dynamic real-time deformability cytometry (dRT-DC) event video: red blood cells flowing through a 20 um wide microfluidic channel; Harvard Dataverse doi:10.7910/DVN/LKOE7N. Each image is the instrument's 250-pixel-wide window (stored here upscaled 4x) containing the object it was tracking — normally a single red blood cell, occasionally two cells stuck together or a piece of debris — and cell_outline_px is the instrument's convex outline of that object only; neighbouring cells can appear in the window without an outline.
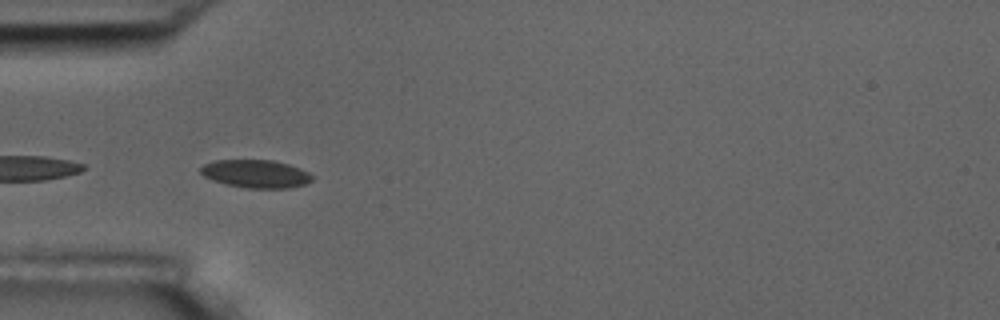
{"species": "common noctule bat (a hibernating species)", "species_latin": "Nyctalus noctula", "temperature_condition": "room temperature", "stored_images_in_passage": 40, "camera_frame_rate_fps": 3000, "um_per_image_px": 0.085, "animal": {"sex": "male", "body_mass_g": 17.5, "forearm_length_mm": 52.3}, "frame": {"image": 1, "passage_image": 1, "time_ms": 0.0, "image_size_px": [1000, 320], "cell_outline_px": [[312, 180], [304, 184], [288, 188], [248, 188], [228, 184], [212, 180], [204, 176], [200, 172], [200, 168], [204, 164], [216, 160], [272, 160], [288, 164], [308, 172], [312, 176]], "centroid_in_image_um": [21.73, 14.77], "position_along_channel_um": 63.3, "area_um2": 17.98}}
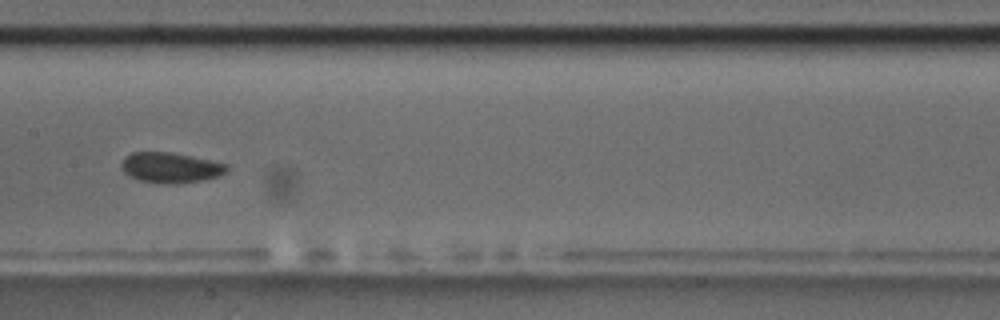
{"frame": {"image": 2, "passage_image": 12, "time_ms": 3.667, "image_size_px": [1000, 320], "cell_outline_px": [[228, 172], [220, 176], [204, 180], [176, 184], [160, 184], [140, 180], [128, 176], [120, 168], [120, 164], [124, 156], [132, 152], [168, 152], [192, 156], [228, 164]], "centroid_in_image_um": [14.49, 14.26], "position_along_channel_um": 192.9, "area_um2": 19.02}}
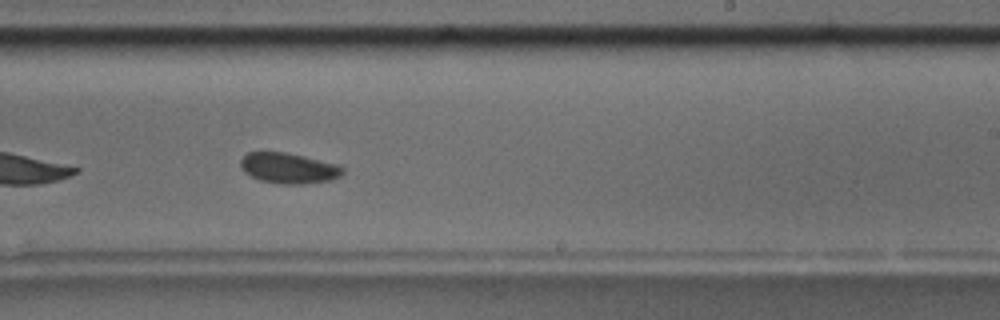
{"frame": {"image": 3, "passage_image": 18, "time_ms": 5.667, "image_size_px": [1000, 320], "cell_outline_px": [[344, 172], [340, 176], [328, 180], [304, 184], [280, 184], [260, 180], [244, 172], [240, 164], [240, 160], [248, 152], [284, 152], [304, 156], [340, 164], [344, 168]], "centroid_in_image_um": [24.56, 14.29], "position_along_channel_um": 264.4, "area_um2": 18.21}, "authors_computed_cell_mechanics": {"area_um2": 18.4671, "velocity_mm_per_s": 3.5904, "shape_relaxation_time_tau1_ms": 1.8027, "shape_relaxation_time_tau2_ms": 0.5969, "deformation_change_tau1": 0.0675, "deformation_change_tau2": 0.0442}}